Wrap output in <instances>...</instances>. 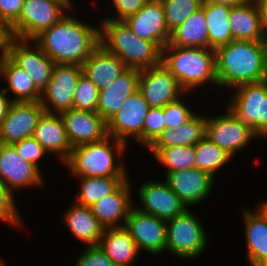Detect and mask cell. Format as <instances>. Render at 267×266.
<instances>
[{
    "label": "cell",
    "instance_id": "6da1fadb",
    "mask_svg": "<svg viewBox=\"0 0 267 266\" xmlns=\"http://www.w3.org/2000/svg\"><path fill=\"white\" fill-rule=\"evenodd\" d=\"M72 11L34 39L55 64L82 65L100 45V26L81 21Z\"/></svg>",
    "mask_w": 267,
    "mask_h": 266
},
{
    "label": "cell",
    "instance_id": "7a4b0ae2",
    "mask_svg": "<svg viewBox=\"0 0 267 266\" xmlns=\"http://www.w3.org/2000/svg\"><path fill=\"white\" fill-rule=\"evenodd\" d=\"M218 89L267 80V43L234 40L215 49Z\"/></svg>",
    "mask_w": 267,
    "mask_h": 266
},
{
    "label": "cell",
    "instance_id": "3957f363",
    "mask_svg": "<svg viewBox=\"0 0 267 266\" xmlns=\"http://www.w3.org/2000/svg\"><path fill=\"white\" fill-rule=\"evenodd\" d=\"M161 64L187 93H194L208 83L218 87L215 50L212 48L166 45L162 48Z\"/></svg>",
    "mask_w": 267,
    "mask_h": 266
},
{
    "label": "cell",
    "instance_id": "277c9868",
    "mask_svg": "<svg viewBox=\"0 0 267 266\" xmlns=\"http://www.w3.org/2000/svg\"><path fill=\"white\" fill-rule=\"evenodd\" d=\"M126 152L127 144L108 136L96 143L74 147L64 165L75 177H129L122 161ZM117 158L121 160L117 162Z\"/></svg>",
    "mask_w": 267,
    "mask_h": 266
},
{
    "label": "cell",
    "instance_id": "5b68a950",
    "mask_svg": "<svg viewBox=\"0 0 267 266\" xmlns=\"http://www.w3.org/2000/svg\"><path fill=\"white\" fill-rule=\"evenodd\" d=\"M100 20V44L128 68L141 70L161 64L162 49L155 42L139 38L123 20Z\"/></svg>",
    "mask_w": 267,
    "mask_h": 266
},
{
    "label": "cell",
    "instance_id": "8992f818",
    "mask_svg": "<svg viewBox=\"0 0 267 266\" xmlns=\"http://www.w3.org/2000/svg\"><path fill=\"white\" fill-rule=\"evenodd\" d=\"M166 252L178 259H196L205 252L207 232L191 210L167 220Z\"/></svg>",
    "mask_w": 267,
    "mask_h": 266
},
{
    "label": "cell",
    "instance_id": "52a82bcc",
    "mask_svg": "<svg viewBox=\"0 0 267 266\" xmlns=\"http://www.w3.org/2000/svg\"><path fill=\"white\" fill-rule=\"evenodd\" d=\"M233 90L226 106L260 139L267 140V80L242 84Z\"/></svg>",
    "mask_w": 267,
    "mask_h": 266
},
{
    "label": "cell",
    "instance_id": "ba28073f",
    "mask_svg": "<svg viewBox=\"0 0 267 266\" xmlns=\"http://www.w3.org/2000/svg\"><path fill=\"white\" fill-rule=\"evenodd\" d=\"M69 10L60 2L24 0L17 20L8 28L11 37L34 40L59 21Z\"/></svg>",
    "mask_w": 267,
    "mask_h": 266
},
{
    "label": "cell",
    "instance_id": "9c48e42d",
    "mask_svg": "<svg viewBox=\"0 0 267 266\" xmlns=\"http://www.w3.org/2000/svg\"><path fill=\"white\" fill-rule=\"evenodd\" d=\"M223 115L206 116L205 138L222 148L232 158L238 151L260 137L227 107ZM211 117V118H210Z\"/></svg>",
    "mask_w": 267,
    "mask_h": 266
},
{
    "label": "cell",
    "instance_id": "30bf717a",
    "mask_svg": "<svg viewBox=\"0 0 267 266\" xmlns=\"http://www.w3.org/2000/svg\"><path fill=\"white\" fill-rule=\"evenodd\" d=\"M82 73V66L78 64L54 65L51 79L40 97L45 112L59 114L73 108L74 91Z\"/></svg>",
    "mask_w": 267,
    "mask_h": 266
},
{
    "label": "cell",
    "instance_id": "8fae6325",
    "mask_svg": "<svg viewBox=\"0 0 267 266\" xmlns=\"http://www.w3.org/2000/svg\"><path fill=\"white\" fill-rule=\"evenodd\" d=\"M150 105L142 93L136 90L124 102L123 106L107 122L108 136L128 145V137L143 146V126Z\"/></svg>",
    "mask_w": 267,
    "mask_h": 266
},
{
    "label": "cell",
    "instance_id": "7c38bea8",
    "mask_svg": "<svg viewBox=\"0 0 267 266\" xmlns=\"http://www.w3.org/2000/svg\"><path fill=\"white\" fill-rule=\"evenodd\" d=\"M9 58L28 73L34 87L42 94L51 79L55 62L41 50L34 40L11 36Z\"/></svg>",
    "mask_w": 267,
    "mask_h": 266
},
{
    "label": "cell",
    "instance_id": "4fadbf2b",
    "mask_svg": "<svg viewBox=\"0 0 267 266\" xmlns=\"http://www.w3.org/2000/svg\"><path fill=\"white\" fill-rule=\"evenodd\" d=\"M124 228L129 232L141 251L159 255L166 251L167 222L132 207Z\"/></svg>",
    "mask_w": 267,
    "mask_h": 266
},
{
    "label": "cell",
    "instance_id": "5bb4252c",
    "mask_svg": "<svg viewBox=\"0 0 267 266\" xmlns=\"http://www.w3.org/2000/svg\"><path fill=\"white\" fill-rule=\"evenodd\" d=\"M138 90L153 108H163L179 97L187 96V92L162 64L140 70Z\"/></svg>",
    "mask_w": 267,
    "mask_h": 266
},
{
    "label": "cell",
    "instance_id": "9a60e30c",
    "mask_svg": "<svg viewBox=\"0 0 267 266\" xmlns=\"http://www.w3.org/2000/svg\"><path fill=\"white\" fill-rule=\"evenodd\" d=\"M0 181L13 194L27 187H43L46 183L41 170L20 157L12 145L4 144H0Z\"/></svg>",
    "mask_w": 267,
    "mask_h": 266
},
{
    "label": "cell",
    "instance_id": "2e32d148",
    "mask_svg": "<svg viewBox=\"0 0 267 266\" xmlns=\"http://www.w3.org/2000/svg\"><path fill=\"white\" fill-rule=\"evenodd\" d=\"M44 112L40 101H13L0 122V144L12 145L31 137Z\"/></svg>",
    "mask_w": 267,
    "mask_h": 266
},
{
    "label": "cell",
    "instance_id": "e0dca14e",
    "mask_svg": "<svg viewBox=\"0 0 267 266\" xmlns=\"http://www.w3.org/2000/svg\"><path fill=\"white\" fill-rule=\"evenodd\" d=\"M142 206L138 210L162 220H170L184 213L188 208L165 181H144L137 189Z\"/></svg>",
    "mask_w": 267,
    "mask_h": 266
},
{
    "label": "cell",
    "instance_id": "ac0fdd59",
    "mask_svg": "<svg viewBox=\"0 0 267 266\" xmlns=\"http://www.w3.org/2000/svg\"><path fill=\"white\" fill-rule=\"evenodd\" d=\"M59 114L72 148L108 137L107 122L97 112L70 108Z\"/></svg>",
    "mask_w": 267,
    "mask_h": 266
},
{
    "label": "cell",
    "instance_id": "d6986e66",
    "mask_svg": "<svg viewBox=\"0 0 267 266\" xmlns=\"http://www.w3.org/2000/svg\"><path fill=\"white\" fill-rule=\"evenodd\" d=\"M139 38L155 42L161 49L171 37L161 0H149L139 11L123 20Z\"/></svg>",
    "mask_w": 267,
    "mask_h": 266
},
{
    "label": "cell",
    "instance_id": "ffe728a7",
    "mask_svg": "<svg viewBox=\"0 0 267 266\" xmlns=\"http://www.w3.org/2000/svg\"><path fill=\"white\" fill-rule=\"evenodd\" d=\"M215 179L205 171L192 168L168 172L164 181L189 209L207 199Z\"/></svg>",
    "mask_w": 267,
    "mask_h": 266
},
{
    "label": "cell",
    "instance_id": "44dd1931",
    "mask_svg": "<svg viewBox=\"0 0 267 266\" xmlns=\"http://www.w3.org/2000/svg\"><path fill=\"white\" fill-rule=\"evenodd\" d=\"M130 183V179H126L113 193L90 207L104 229L124 227L129 211L135 206Z\"/></svg>",
    "mask_w": 267,
    "mask_h": 266
},
{
    "label": "cell",
    "instance_id": "7402d4cb",
    "mask_svg": "<svg viewBox=\"0 0 267 266\" xmlns=\"http://www.w3.org/2000/svg\"><path fill=\"white\" fill-rule=\"evenodd\" d=\"M32 137L47 151L57 155L63 163L69 158L73 149L68 141L66 130L60 114L44 112L39 118Z\"/></svg>",
    "mask_w": 267,
    "mask_h": 266
},
{
    "label": "cell",
    "instance_id": "603a6c76",
    "mask_svg": "<svg viewBox=\"0 0 267 266\" xmlns=\"http://www.w3.org/2000/svg\"><path fill=\"white\" fill-rule=\"evenodd\" d=\"M139 69L128 68L99 93L97 113L108 122L123 106L125 100L138 90Z\"/></svg>",
    "mask_w": 267,
    "mask_h": 266
},
{
    "label": "cell",
    "instance_id": "cb8c5ba5",
    "mask_svg": "<svg viewBox=\"0 0 267 266\" xmlns=\"http://www.w3.org/2000/svg\"><path fill=\"white\" fill-rule=\"evenodd\" d=\"M83 74L101 91L123 74L128 67L115 54L108 52L101 44L82 63Z\"/></svg>",
    "mask_w": 267,
    "mask_h": 266
},
{
    "label": "cell",
    "instance_id": "d4e9b609",
    "mask_svg": "<svg viewBox=\"0 0 267 266\" xmlns=\"http://www.w3.org/2000/svg\"><path fill=\"white\" fill-rule=\"evenodd\" d=\"M241 209L247 262L250 266H267V223L256 210H247L246 207Z\"/></svg>",
    "mask_w": 267,
    "mask_h": 266
},
{
    "label": "cell",
    "instance_id": "484cf974",
    "mask_svg": "<svg viewBox=\"0 0 267 266\" xmlns=\"http://www.w3.org/2000/svg\"><path fill=\"white\" fill-rule=\"evenodd\" d=\"M68 208L63 219L71 234L86 246H98L104 227L93 215L91 208L75 201Z\"/></svg>",
    "mask_w": 267,
    "mask_h": 266
},
{
    "label": "cell",
    "instance_id": "4316f807",
    "mask_svg": "<svg viewBox=\"0 0 267 266\" xmlns=\"http://www.w3.org/2000/svg\"><path fill=\"white\" fill-rule=\"evenodd\" d=\"M229 25L233 41L266 40V34L261 27L259 10L254 0L231 7Z\"/></svg>",
    "mask_w": 267,
    "mask_h": 266
},
{
    "label": "cell",
    "instance_id": "83f0119b",
    "mask_svg": "<svg viewBox=\"0 0 267 266\" xmlns=\"http://www.w3.org/2000/svg\"><path fill=\"white\" fill-rule=\"evenodd\" d=\"M98 247L115 266H132L140 255L135 241L124 227L104 229Z\"/></svg>",
    "mask_w": 267,
    "mask_h": 266
},
{
    "label": "cell",
    "instance_id": "f1b7e54d",
    "mask_svg": "<svg viewBox=\"0 0 267 266\" xmlns=\"http://www.w3.org/2000/svg\"><path fill=\"white\" fill-rule=\"evenodd\" d=\"M206 115H195L175 129H165L149 148L194 146L205 137Z\"/></svg>",
    "mask_w": 267,
    "mask_h": 266
},
{
    "label": "cell",
    "instance_id": "f546056e",
    "mask_svg": "<svg viewBox=\"0 0 267 266\" xmlns=\"http://www.w3.org/2000/svg\"><path fill=\"white\" fill-rule=\"evenodd\" d=\"M208 27V47L217 49L233 41L229 25L231 6L203 0L202 6Z\"/></svg>",
    "mask_w": 267,
    "mask_h": 266
},
{
    "label": "cell",
    "instance_id": "4dcf8cb0",
    "mask_svg": "<svg viewBox=\"0 0 267 266\" xmlns=\"http://www.w3.org/2000/svg\"><path fill=\"white\" fill-rule=\"evenodd\" d=\"M167 45L208 47V27L202 7L171 32Z\"/></svg>",
    "mask_w": 267,
    "mask_h": 266
},
{
    "label": "cell",
    "instance_id": "1f68e13d",
    "mask_svg": "<svg viewBox=\"0 0 267 266\" xmlns=\"http://www.w3.org/2000/svg\"><path fill=\"white\" fill-rule=\"evenodd\" d=\"M2 80L8 86L3 89L15 96L12 101H40L41 93L34 87L32 78L10 58L6 62Z\"/></svg>",
    "mask_w": 267,
    "mask_h": 266
},
{
    "label": "cell",
    "instance_id": "d6a6232c",
    "mask_svg": "<svg viewBox=\"0 0 267 266\" xmlns=\"http://www.w3.org/2000/svg\"><path fill=\"white\" fill-rule=\"evenodd\" d=\"M79 188L75 202L91 207L95 202L113 193L129 177H75Z\"/></svg>",
    "mask_w": 267,
    "mask_h": 266
},
{
    "label": "cell",
    "instance_id": "836d02e7",
    "mask_svg": "<svg viewBox=\"0 0 267 266\" xmlns=\"http://www.w3.org/2000/svg\"><path fill=\"white\" fill-rule=\"evenodd\" d=\"M194 150L196 153L194 168L205 171L214 178L217 172L233 159L222 148L205 137L194 145Z\"/></svg>",
    "mask_w": 267,
    "mask_h": 266
},
{
    "label": "cell",
    "instance_id": "e575fe53",
    "mask_svg": "<svg viewBox=\"0 0 267 266\" xmlns=\"http://www.w3.org/2000/svg\"><path fill=\"white\" fill-rule=\"evenodd\" d=\"M153 158L162 163L168 172L176 170H187L194 168L196 153L194 146H175L165 148H148Z\"/></svg>",
    "mask_w": 267,
    "mask_h": 266
},
{
    "label": "cell",
    "instance_id": "d590c367",
    "mask_svg": "<svg viewBox=\"0 0 267 266\" xmlns=\"http://www.w3.org/2000/svg\"><path fill=\"white\" fill-rule=\"evenodd\" d=\"M161 2L168 30L172 32L201 8L203 0H161Z\"/></svg>",
    "mask_w": 267,
    "mask_h": 266
},
{
    "label": "cell",
    "instance_id": "8d00e7d4",
    "mask_svg": "<svg viewBox=\"0 0 267 266\" xmlns=\"http://www.w3.org/2000/svg\"><path fill=\"white\" fill-rule=\"evenodd\" d=\"M100 91L85 74H81L73 95V108L97 112Z\"/></svg>",
    "mask_w": 267,
    "mask_h": 266
},
{
    "label": "cell",
    "instance_id": "74e56055",
    "mask_svg": "<svg viewBox=\"0 0 267 266\" xmlns=\"http://www.w3.org/2000/svg\"><path fill=\"white\" fill-rule=\"evenodd\" d=\"M181 98L182 97L163 107L165 129H175L178 126L187 123L196 115V112H193V108L191 109L186 101Z\"/></svg>",
    "mask_w": 267,
    "mask_h": 266
},
{
    "label": "cell",
    "instance_id": "f35d334b",
    "mask_svg": "<svg viewBox=\"0 0 267 266\" xmlns=\"http://www.w3.org/2000/svg\"><path fill=\"white\" fill-rule=\"evenodd\" d=\"M14 194L0 181V222L11 226H24Z\"/></svg>",
    "mask_w": 267,
    "mask_h": 266
},
{
    "label": "cell",
    "instance_id": "ab89813d",
    "mask_svg": "<svg viewBox=\"0 0 267 266\" xmlns=\"http://www.w3.org/2000/svg\"><path fill=\"white\" fill-rule=\"evenodd\" d=\"M164 117L163 108L149 109L143 126V147L148 149L165 130Z\"/></svg>",
    "mask_w": 267,
    "mask_h": 266
},
{
    "label": "cell",
    "instance_id": "60d3db41",
    "mask_svg": "<svg viewBox=\"0 0 267 266\" xmlns=\"http://www.w3.org/2000/svg\"><path fill=\"white\" fill-rule=\"evenodd\" d=\"M24 160L32 163L40 170L39 161L47 155V151L31 136L12 144Z\"/></svg>",
    "mask_w": 267,
    "mask_h": 266
},
{
    "label": "cell",
    "instance_id": "b9f144b4",
    "mask_svg": "<svg viewBox=\"0 0 267 266\" xmlns=\"http://www.w3.org/2000/svg\"><path fill=\"white\" fill-rule=\"evenodd\" d=\"M85 247V250L74 261L76 262L74 266H115L98 246Z\"/></svg>",
    "mask_w": 267,
    "mask_h": 266
},
{
    "label": "cell",
    "instance_id": "7bdbcfd3",
    "mask_svg": "<svg viewBox=\"0 0 267 266\" xmlns=\"http://www.w3.org/2000/svg\"><path fill=\"white\" fill-rule=\"evenodd\" d=\"M115 7V16L103 18L109 20H124L130 15L135 14L141 9L149 0H110Z\"/></svg>",
    "mask_w": 267,
    "mask_h": 266
},
{
    "label": "cell",
    "instance_id": "ee69618b",
    "mask_svg": "<svg viewBox=\"0 0 267 266\" xmlns=\"http://www.w3.org/2000/svg\"><path fill=\"white\" fill-rule=\"evenodd\" d=\"M24 0H0V21L9 28L19 17Z\"/></svg>",
    "mask_w": 267,
    "mask_h": 266
},
{
    "label": "cell",
    "instance_id": "f6af8a7d",
    "mask_svg": "<svg viewBox=\"0 0 267 266\" xmlns=\"http://www.w3.org/2000/svg\"><path fill=\"white\" fill-rule=\"evenodd\" d=\"M9 46H10V37L0 45V79L3 78L5 65L9 59Z\"/></svg>",
    "mask_w": 267,
    "mask_h": 266
},
{
    "label": "cell",
    "instance_id": "bcb514c9",
    "mask_svg": "<svg viewBox=\"0 0 267 266\" xmlns=\"http://www.w3.org/2000/svg\"><path fill=\"white\" fill-rule=\"evenodd\" d=\"M12 102V98L8 97L7 92L3 88L0 89V122L7 115Z\"/></svg>",
    "mask_w": 267,
    "mask_h": 266
},
{
    "label": "cell",
    "instance_id": "7dc6e473",
    "mask_svg": "<svg viewBox=\"0 0 267 266\" xmlns=\"http://www.w3.org/2000/svg\"><path fill=\"white\" fill-rule=\"evenodd\" d=\"M254 2L259 10L262 30L267 34V0H254Z\"/></svg>",
    "mask_w": 267,
    "mask_h": 266
},
{
    "label": "cell",
    "instance_id": "c3c4849f",
    "mask_svg": "<svg viewBox=\"0 0 267 266\" xmlns=\"http://www.w3.org/2000/svg\"><path fill=\"white\" fill-rule=\"evenodd\" d=\"M207 2L216 3V4H222V5H229L231 7L241 5L248 0H205Z\"/></svg>",
    "mask_w": 267,
    "mask_h": 266
},
{
    "label": "cell",
    "instance_id": "681fc988",
    "mask_svg": "<svg viewBox=\"0 0 267 266\" xmlns=\"http://www.w3.org/2000/svg\"><path fill=\"white\" fill-rule=\"evenodd\" d=\"M258 208L256 211L259 213V215L263 218V220L267 223V200H263L262 202H259V205L257 204Z\"/></svg>",
    "mask_w": 267,
    "mask_h": 266
},
{
    "label": "cell",
    "instance_id": "f907efd6",
    "mask_svg": "<svg viewBox=\"0 0 267 266\" xmlns=\"http://www.w3.org/2000/svg\"><path fill=\"white\" fill-rule=\"evenodd\" d=\"M10 37L8 28L0 21V45Z\"/></svg>",
    "mask_w": 267,
    "mask_h": 266
},
{
    "label": "cell",
    "instance_id": "816d5d0a",
    "mask_svg": "<svg viewBox=\"0 0 267 266\" xmlns=\"http://www.w3.org/2000/svg\"><path fill=\"white\" fill-rule=\"evenodd\" d=\"M49 1H56L62 3L69 11L74 10L73 0H49Z\"/></svg>",
    "mask_w": 267,
    "mask_h": 266
},
{
    "label": "cell",
    "instance_id": "f5cc1de1",
    "mask_svg": "<svg viewBox=\"0 0 267 266\" xmlns=\"http://www.w3.org/2000/svg\"><path fill=\"white\" fill-rule=\"evenodd\" d=\"M3 259H0V266H8L7 262L5 263V261H2Z\"/></svg>",
    "mask_w": 267,
    "mask_h": 266
}]
</instances>
